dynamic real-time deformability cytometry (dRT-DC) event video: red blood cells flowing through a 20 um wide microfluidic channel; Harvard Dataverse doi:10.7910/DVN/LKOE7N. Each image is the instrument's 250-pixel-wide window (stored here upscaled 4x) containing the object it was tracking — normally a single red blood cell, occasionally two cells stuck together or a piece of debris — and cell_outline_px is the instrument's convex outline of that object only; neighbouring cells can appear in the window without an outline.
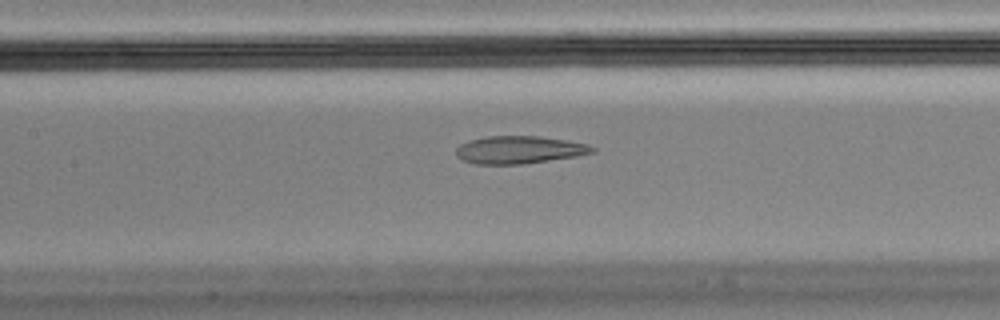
{"species": "Egyptian fruit bat (a non-hibernating species)", "species_latin": "Rousettus aegyptiacus", "temperature_condition": "cold", "stored_images_in_passage": 28, "camera_frame_rate_fps": 3000, "um_per_image_px": 0.085, "animal": {"sex": "male"}, "frame": {"image": 1, "passage_image": 16, "time_ms": 5.0, "image_size_px": [1000, 320], "cell_outline_px": [[596, 152], [576, 156], [520, 164], [476, 164], [460, 160], [456, 156], [456, 148], [460, 144], [484, 136], [540, 136], [588, 144], [596, 148]], "centroid_in_image_um": [44.11, 12.73], "position_along_channel_um": 163.3, "area_um2": 21.91}}